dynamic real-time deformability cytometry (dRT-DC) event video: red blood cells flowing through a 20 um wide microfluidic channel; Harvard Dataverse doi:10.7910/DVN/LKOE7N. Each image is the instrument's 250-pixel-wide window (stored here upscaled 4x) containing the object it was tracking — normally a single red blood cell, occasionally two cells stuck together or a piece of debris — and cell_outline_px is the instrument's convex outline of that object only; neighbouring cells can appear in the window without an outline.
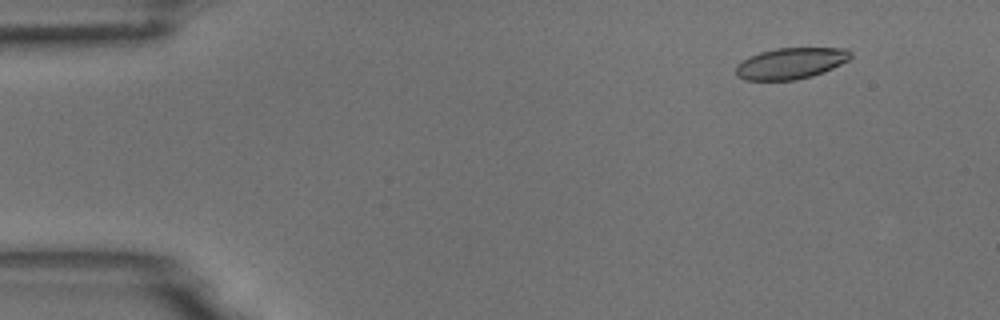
{"species": "common noctule bat (a hibernating species)", "species_latin": "Nyctalus noctula", "temperature_condition": "room temperature", "stored_images_in_passage": 6, "camera_frame_rate_fps": 3000, "um_per_image_px": 0.085, "animal": {"sex": "male", "body_mass_g": 18.8}, "frame": {"image": 1, "passage_image": 2, "time_ms": 0.333, "image_size_px": [1000, 320], "cell_outline_px": [[852, 56], [848, 60], [824, 72], [812, 76], [796, 80], [744, 80], [736, 76], [736, 64], [760, 52], [776, 48], [848, 48], [852, 52]], "centroid_in_image_um": [67.23, 5.39], "position_along_channel_um": 17.8, "area_um2": 20.87}}
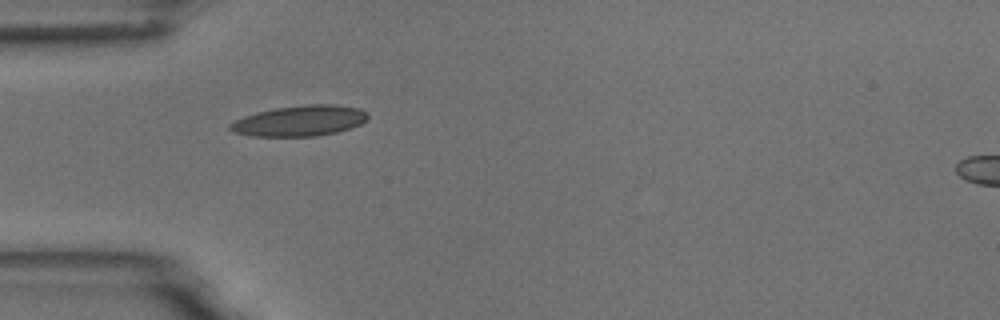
{"frame": {"image": 2, "passage_image": 5, "time_ms": 1.333, "image_size_px": [1000, 320], "cell_outline_px": [[368, 116], [360, 124], [336, 132], [316, 136], [252, 136], [232, 132], [228, 128], [228, 124], [244, 116], [256, 112], [276, 108], [304, 104], [336, 104], [360, 108], [368, 112]], "centroid_in_image_um": [25.46, 10.26], "position_along_channel_um": 59.5, "area_um2": 24.62}}